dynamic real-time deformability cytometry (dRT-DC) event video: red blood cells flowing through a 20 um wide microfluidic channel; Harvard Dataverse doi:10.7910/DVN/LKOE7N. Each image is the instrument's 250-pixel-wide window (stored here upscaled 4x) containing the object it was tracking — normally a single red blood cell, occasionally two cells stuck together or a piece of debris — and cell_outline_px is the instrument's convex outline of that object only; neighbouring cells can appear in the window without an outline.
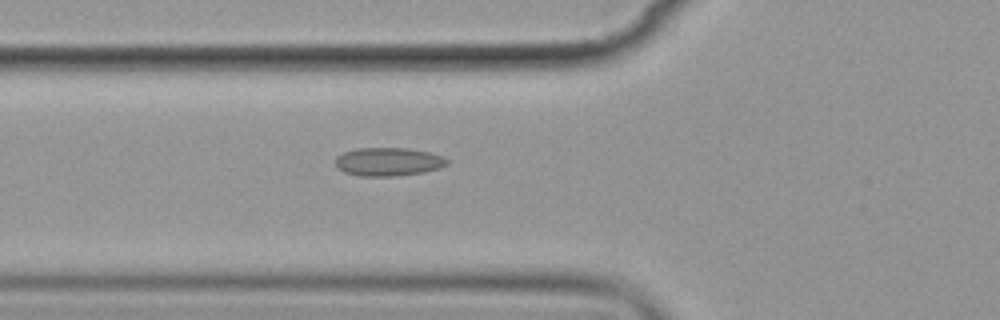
{"species": "common noctule bat (a hibernating species)", "species_latin": "Nyctalus noctula", "temperature_condition": "cold", "stored_images_in_passage": 6, "camera_frame_rate_fps": 3000, "um_per_image_px": 0.085, "animal": {"sex": "female", "body_mass_g": 19.9}, "frame": {"image": 1, "passage_image": 6, "time_ms": 6.667, "image_size_px": [1000, 320], "cell_outline_px": [[448, 164], [440, 168], [424, 172], [396, 176], [360, 176], [344, 172], [336, 168], [336, 156], [344, 152], [356, 148], [408, 148], [428, 152], [444, 156], [448, 160]], "centroid_in_image_um": [33.0, 13.75], "position_along_channel_um": 92.8, "area_um2": 18.61}}